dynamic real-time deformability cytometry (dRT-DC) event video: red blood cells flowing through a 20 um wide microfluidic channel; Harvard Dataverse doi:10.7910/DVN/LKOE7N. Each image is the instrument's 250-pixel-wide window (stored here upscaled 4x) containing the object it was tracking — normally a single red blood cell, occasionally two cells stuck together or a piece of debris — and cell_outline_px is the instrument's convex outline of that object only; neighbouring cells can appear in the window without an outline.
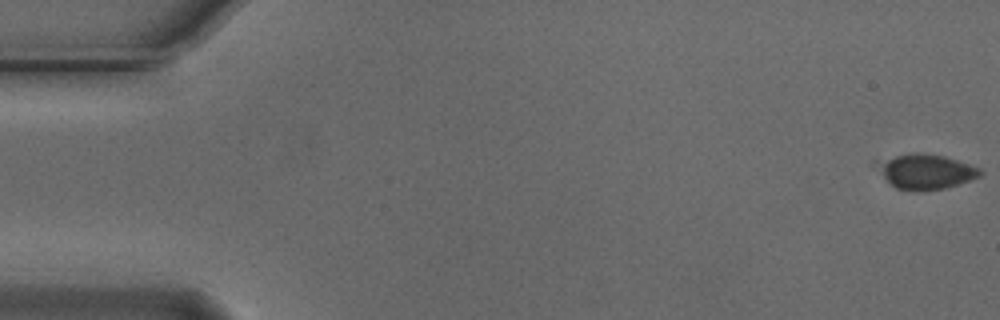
{"species": "Egyptian fruit bat (a non-hibernating species)", "species_latin": "Rousettus aegyptiacus", "temperature_condition": "cold", "stored_images_in_passage": 37, "camera_frame_rate_fps": 3000, "um_per_image_px": 0.085, "animal": {"sex": "male"}, "frame": {"image": 1, "passage_image": 1, "time_ms": 0.0, "image_size_px": [1000, 320], "cell_outline_px": [[984, 172], [980, 176], [944, 188], [920, 192], [916, 192], [896, 188], [884, 176], [872, 160], [912, 152], [916, 152], [944, 156], [980, 168]], "centroid_in_image_um": [78.63, 14.57], "position_along_channel_um": 6.4, "area_um2": 20.98}}
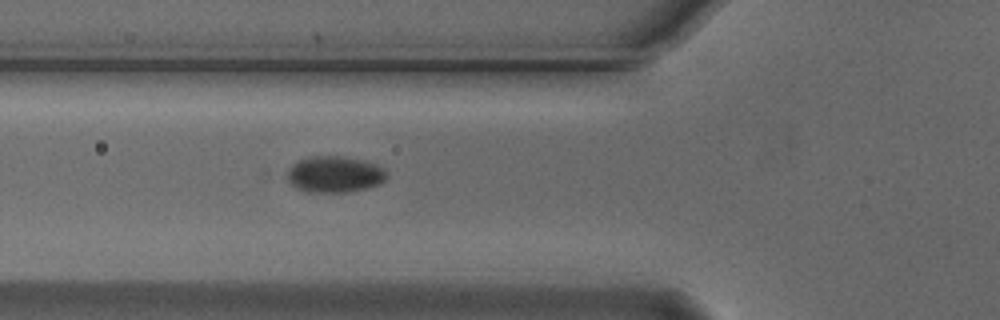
{"frame": {"image": 2, "passage_image": 20, "time_ms": 6.333, "image_size_px": [1000, 320], "cell_outline_px": [[384, 180], [380, 184], [348, 192], [308, 192], [296, 188], [288, 180], [288, 168], [292, 164], [308, 156], [344, 156], [364, 160], [376, 164], [384, 168]], "centroid_in_image_um": [28.41, 14.81], "position_along_channel_um": 97.4, "area_um2": 20.98}}
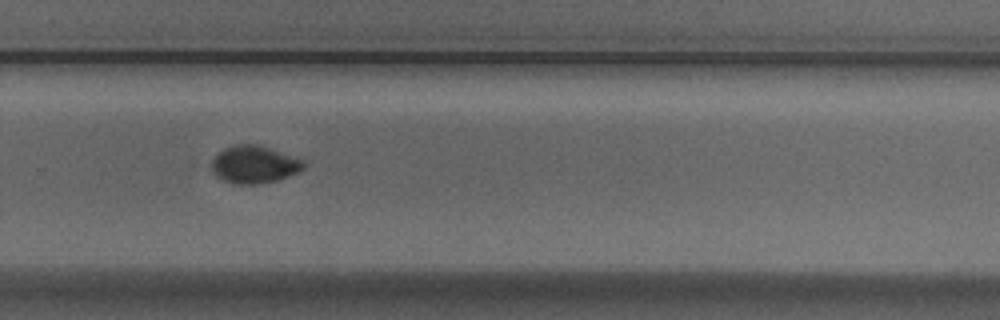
{"frame": {"image": 3, "passage_image": 37, "time_ms": 12.0, "image_size_px": [1000, 320], "cell_outline_px": [[304, 168], [288, 176], [276, 180], [256, 184], [232, 184], [216, 176], [204, 164], [224, 148], [236, 144], [256, 144], [304, 160]], "centroid_in_image_um": [21.48, 13.98], "position_along_channel_um": 308.3, "area_um2": 20.35}}